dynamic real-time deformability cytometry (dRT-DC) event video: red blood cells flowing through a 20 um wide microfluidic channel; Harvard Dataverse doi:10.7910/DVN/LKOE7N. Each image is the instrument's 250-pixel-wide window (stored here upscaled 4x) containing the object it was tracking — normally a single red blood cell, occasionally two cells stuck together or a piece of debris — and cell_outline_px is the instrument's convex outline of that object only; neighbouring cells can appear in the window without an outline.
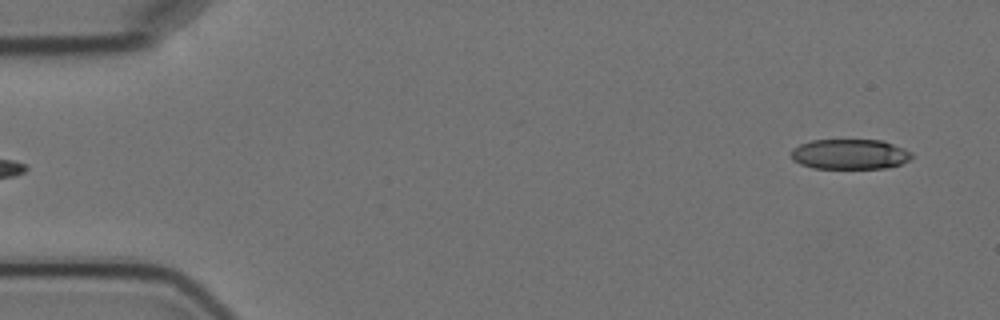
{"species": "Egyptian fruit bat (a non-hibernating species)", "species_latin": "Rousettus aegyptiacus", "temperature_condition": "cold", "stored_images_in_passage": 10, "camera_frame_rate_fps": 3000, "um_per_image_px": 0.085, "animal": {"sex": "female"}, "frame": {"image": 1, "passage_image": 1, "time_ms": 0.0, "image_size_px": [1000, 320], "cell_outline_px": [[912, 156], [908, 160], [900, 164], [884, 168], [812, 168], [800, 164], [792, 160], [792, 148], [800, 144], [812, 140], [880, 140], [904, 148], [912, 152]], "centroid_in_image_um": [72.21, 13.11], "position_along_channel_um": 12.8, "area_um2": 21.1}}
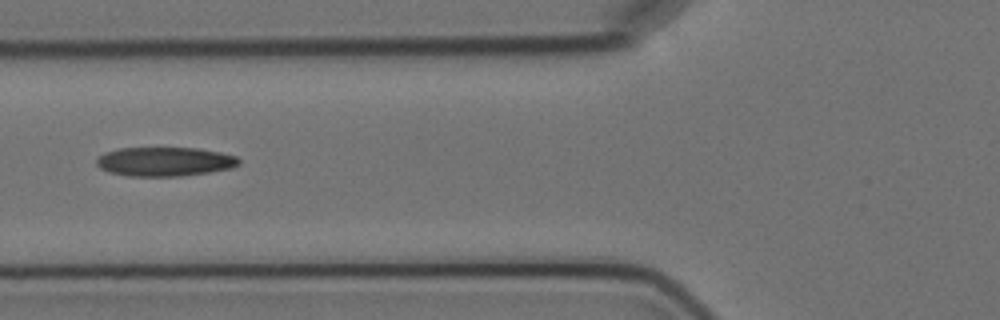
{"frame": {"image": 2, "passage_image": 6, "time_ms": 6.0, "image_size_px": [1000, 320], "cell_outline_px": [[240, 164], [232, 168], [208, 172], [180, 176], [128, 176], [108, 172], [100, 168], [96, 164], [96, 160], [104, 152], [116, 148], [196, 148], [220, 152], [236, 156], [240, 160]], "centroid_in_image_um": [13.98, 13.73], "position_along_channel_um": 111.8, "area_um2": 24.22}}
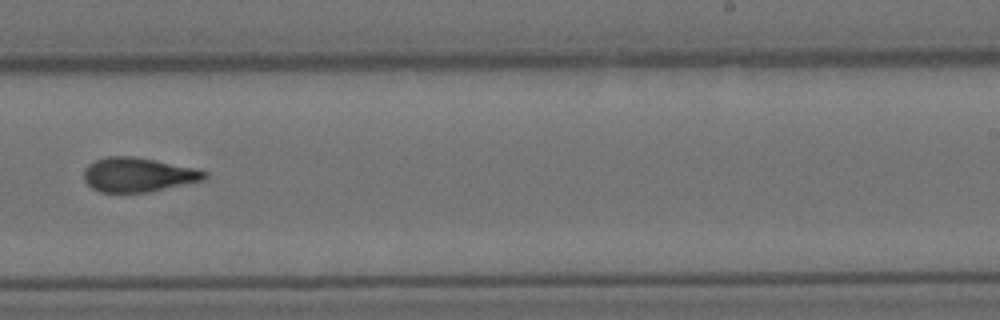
{"frame": {"image": 3, "passage_image": 10, "time_ms": 10.667, "image_size_px": [1000, 320], "cell_outline_px": [[208, 176], [204, 180], [148, 192], [100, 192], [92, 188], [84, 180], [84, 168], [88, 164], [96, 160], [108, 156], [136, 156], [196, 168], [208, 172]], "centroid_in_image_um": [11.75, 14.84], "position_along_channel_um": 277.3, "area_um2": 24.22}}